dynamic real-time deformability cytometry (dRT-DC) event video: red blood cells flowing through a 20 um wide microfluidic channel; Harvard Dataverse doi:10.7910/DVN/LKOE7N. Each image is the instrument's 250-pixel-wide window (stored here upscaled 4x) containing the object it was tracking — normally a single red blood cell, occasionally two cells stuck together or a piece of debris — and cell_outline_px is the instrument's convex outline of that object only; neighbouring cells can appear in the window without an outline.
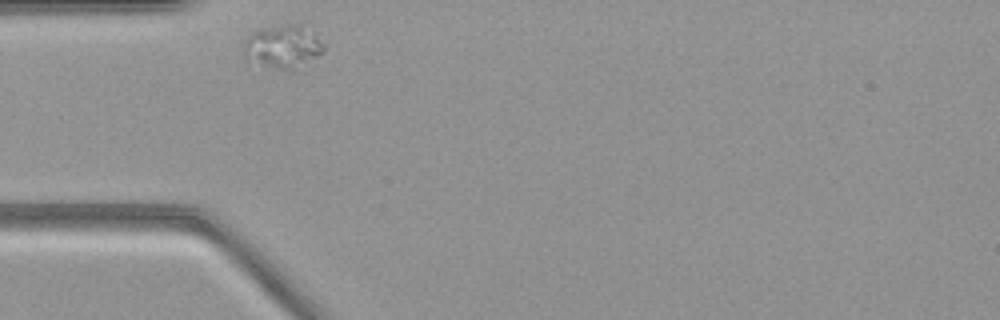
{"species": "common noctule bat (a hibernating species)", "species_latin": "Nyctalus noctula", "temperature_condition": "warm", "stored_images_in_passage": 29, "camera_frame_rate_fps": 3000, "um_per_image_px": 0.085, "animal": {"sex": "female", "body_mass_g": 21.9}, "frame": {"image": 1, "passage_image": 1, "time_ms": 0.0, "image_size_px": [1000, 320], "cell_outline_px": [[324, 52], [300, 72], [280, 68], [244, 60], [244, 44], [248, 36], [256, 28], [284, 24], [300, 24], [316, 36], [324, 44]], "centroid_in_image_um": [24.07, 3.98], "position_along_channel_um": 60.9, "area_um2": 20.69}}
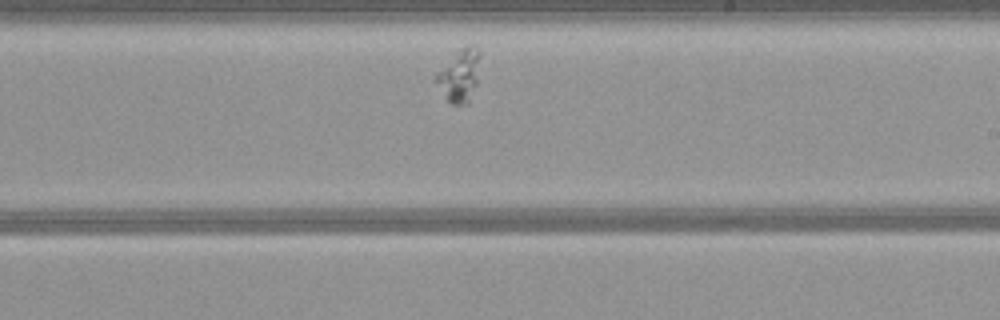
{"frame": {"image": 2, "passage_image": 17, "time_ms": 5.333, "image_size_px": [1000, 320], "cell_outline_px": [[480, 56], [476, 84], [468, 104], [452, 104], [444, 96], [432, 80], [432, 76], [460, 48], [468, 44], [472, 44], [480, 52]], "centroid_in_image_um": [39.01, 6.4], "position_along_channel_um": 250.0, "area_um2": 13.64}}
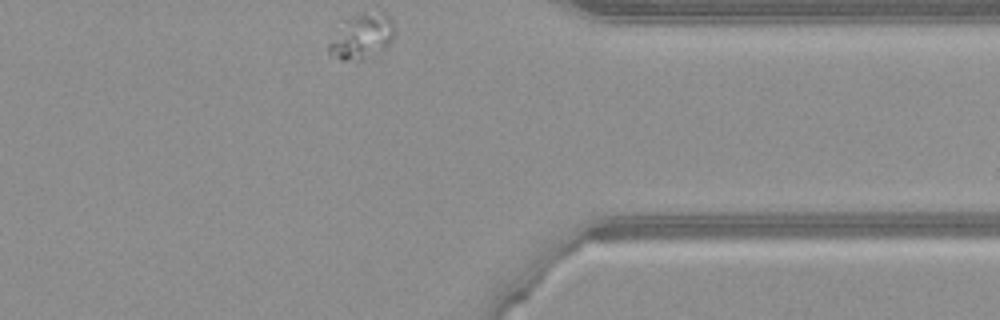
{"frame": {"image": 3, "passage_image": 29, "time_ms": 9.333, "image_size_px": [1000, 320], "cell_outline_px": [[396, 32], [388, 48], [384, 52], [360, 60], [340, 60], [328, 56], [328, 44], [344, 20], [352, 16], [364, 12], [384, 12], [392, 20], [396, 28]], "centroid_in_image_um": [30.8, 3.12], "position_along_channel_um": 380.6, "area_um2": 17.86}}